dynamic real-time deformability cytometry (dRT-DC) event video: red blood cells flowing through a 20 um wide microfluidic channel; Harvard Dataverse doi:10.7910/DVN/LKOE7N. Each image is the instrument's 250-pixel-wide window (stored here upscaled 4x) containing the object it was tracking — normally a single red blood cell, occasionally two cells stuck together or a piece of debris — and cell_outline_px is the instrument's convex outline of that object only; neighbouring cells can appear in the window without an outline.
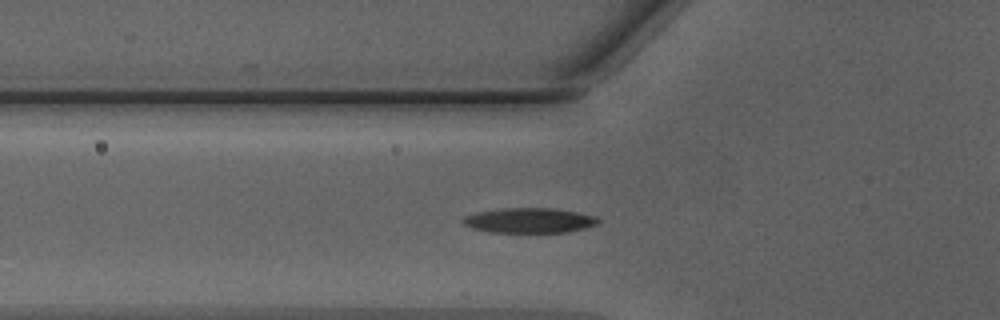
{"species": "Egyptian fruit bat (a non-hibernating species)", "species_latin": "Rousettus aegyptiacus", "temperature_condition": "warm", "stored_images_in_passage": 34, "camera_frame_rate_fps": 3000, "um_per_image_px": 0.085, "animal": {"sex": "male"}, "frame": {"image": 1, "passage_image": 2, "time_ms": 0.333, "image_size_px": [1000, 320], "cell_outline_px": [[600, 224], [568, 232], [488, 232], [472, 228], [464, 224], [464, 216], [476, 212], [500, 208], [556, 208], [596, 216], [600, 220]], "centroid_in_image_um": [45.02, 18.73], "position_along_channel_um": 80.8, "area_um2": 19.77}}
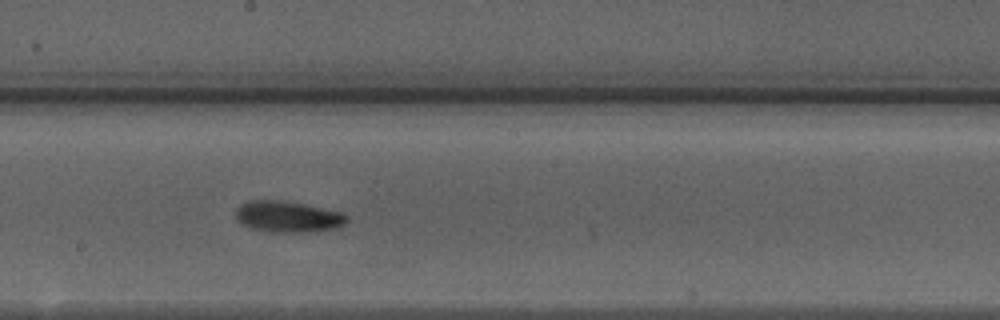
{"frame": {"image": 2, "passage_image": 12, "time_ms": 3.667, "image_size_px": [1000, 320], "cell_outline_px": [[348, 220], [344, 224], [336, 228], [304, 232], [276, 232], [252, 228], [240, 224], [236, 216], [236, 208], [240, 204], [248, 200], [276, 200], [304, 204], [344, 212], [348, 216]], "centroid_in_image_um": [24.47, 18.41], "position_along_channel_um": 223.7, "area_um2": 20.17}}
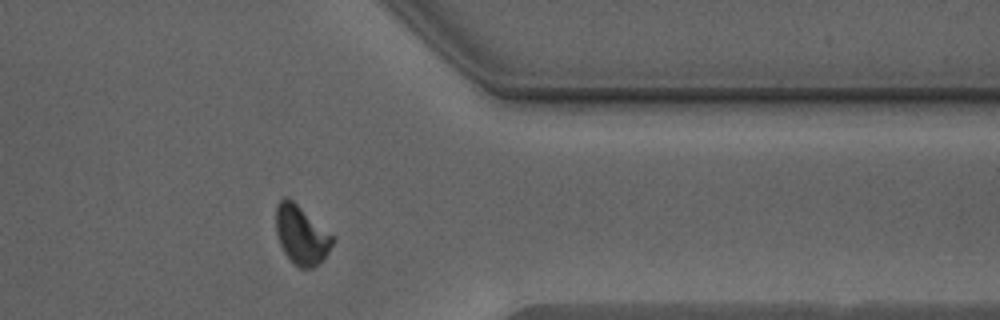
{"frame": {"image": 3, "passage_image": 24, "time_ms": 7.667, "image_size_px": [1000, 320], "cell_outline_px": [[336, 240], [324, 260], [312, 268], [300, 268], [284, 252], [280, 244], [276, 232], [276, 208], [280, 200], [284, 196], [288, 196], [336, 236]], "centroid_in_image_um": [25.67, 19.95], "position_along_channel_um": 385.7, "area_um2": 19.71}}